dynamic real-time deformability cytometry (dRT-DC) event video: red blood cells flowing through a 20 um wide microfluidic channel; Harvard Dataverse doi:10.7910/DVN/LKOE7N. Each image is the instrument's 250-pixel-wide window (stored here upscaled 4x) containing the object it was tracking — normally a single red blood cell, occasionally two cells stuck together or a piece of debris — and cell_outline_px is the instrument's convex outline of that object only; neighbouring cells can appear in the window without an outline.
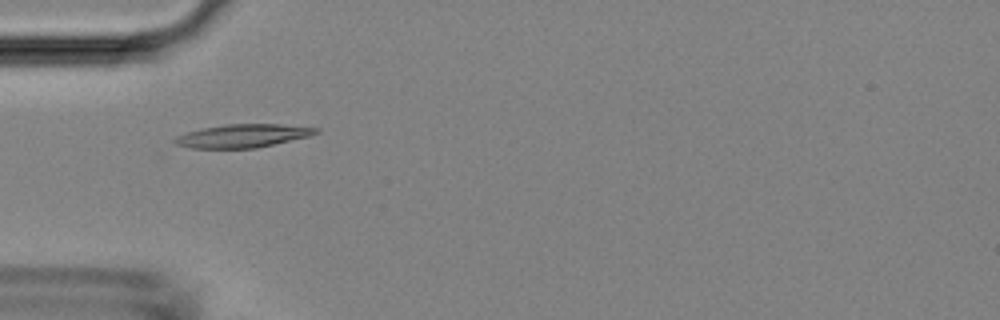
{"species": "Egyptian fruit bat (a non-hibernating species)", "species_latin": "Rousettus aegyptiacus", "temperature_condition": "room temperature", "stored_images_in_passage": 5, "camera_frame_rate_fps": 3000, "um_per_image_px": 0.085, "animal": {"sex": "female"}, "frame": {"image": 1, "passage_image": 5, "time_ms": 5.0, "image_size_px": [1000, 320], "cell_outline_px": [[320, 132], [312, 136], [256, 148], [192, 148], [176, 144], [172, 140], [176, 136], [200, 128], [224, 124], [280, 124], [320, 128]], "centroid_in_image_um": [20.67, 11.54], "position_along_channel_um": 64.3, "area_um2": 19.31}}